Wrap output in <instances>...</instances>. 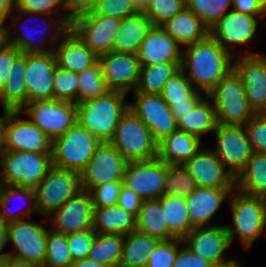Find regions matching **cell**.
<instances>
[{"label":"cell","instance_id":"obj_8","mask_svg":"<svg viewBox=\"0 0 266 267\" xmlns=\"http://www.w3.org/2000/svg\"><path fill=\"white\" fill-rule=\"evenodd\" d=\"M20 111L4 113L0 132V151L52 153V140Z\"/></svg>","mask_w":266,"mask_h":267},{"label":"cell","instance_id":"obj_44","mask_svg":"<svg viewBox=\"0 0 266 267\" xmlns=\"http://www.w3.org/2000/svg\"><path fill=\"white\" fill-rule=\"evenodd\" d=\"M72 263L67 235L49 230L43 267H69Z\"/></svg>","mask_w":266,"mask_h":267},{"label":"cell","instance_id":"obj_23","mask_svg":"<svg viewBox=\"0 0 266 267\" xmlns=\"http://www.w3.org/2000/svg\"><path fill=\"white\" fill-rule=\"evenodd\" d=\"M56 68L57 60L54 52L26 54L27 103L53 99V80Z\"/></svg>","mask_w":266,"mask_h":267},{"label":"cell","instance_id":"obj_4","mask_svg":"<svg viewBox=\"0 0 266 267\" xmlns=\"http://www.w3.org/2000/svg\"><path fill=\"white\" fill-rule=\"evenodd\" d=\"M228 200L232 223L225 226L230 243L239 239L242 248L250 250L259 238L266 237V198L246 195L235 188Z\"/></svg>","mask_w":266,"mask_h":267},{"label":"cell","instance_id":"obj_64","mask_svg":"<svg viewBox=\"0 0 266 267\" xmlns=\"http://www.w3.org/2000/svg\"><path fill=\"white\" fill-rule=\"evenodd\" d=\"M139 12H144L151 0H132Z\"/></svg>","mask_w":266,"mask_h":267},{"label":"cell","instance_id":"obj_33","mask_svg":"<svg viewBox=\"0 0 266 267\" xmlns=\"http://www.w3.org/2000/svg\"><path fill=\"white\" fill-rule=\"evenodd\" d=\"M178 130L194 135L205 140L203 137L212 134L217 125V116L214 104L205 96L191 111L187 112L178 121Z\"/></svg>","mask_w":266,"mask_h":267},{"label":"cell","instance_id":"obj_18","mask_svg":"<svg viewBox=\"0 0 266 267\" xmlns=\"http://www.w3.org/2000/svg\"><path fill=\"white\" fill-rule=\"evenodd\" d=\"M127 162L110 142L101 143L80 173L82 189L89 192L106 182L123 181Z\"/></svg>","mask_w":266,"mask_h":267},{"label":"cell","instance_id":"obj_34","mask_svg":"<svg viewBox=\"0 0 266 267\" xmlns=\"http://www.w3.org/2000/svg\"><path fill=\"white\" fill-rule=\"evenodd\" d=\"M22 198L28 201V203L26 202L25 204L28 207L24 208V206H21L11 210V202L15 199L20 200ZM32 215H38L34 189L0 185V218L10 223L33 218Z\"/></svg>","mask_w":266,"mask_h":267},{"label":"cell","instance_id":"obj_1","mask_svg":"<svg viewBox=\"0 0 266 267\" xmlns=\"http://www.w3.org/2000/svg\"><path fill=\"white\" fill-rule=\"evenodd\" d=\"M233 59L209 34L183 48L180 68L196 90L208 94L233 70Z\"/></svg>","mask_w":266,"mask_h":267},{"label":"cell","instance_id":"obj_32","mask_svg":"<svg viewBox=\"0 0 266 267\" xmlns=\"http://www.w3.org/2000/svg\"><path fill=\"white\" fill-rule=\"evenodd\" d=\"M92 229L99 234L125 236L136 230V216L118 204L93 208Z\"/></svg>","mask_w":266,"mask_h":267},{"label":"cell","instance_id":"obj_10","mask_svg":"<svg viewBox=\"0 0 266 267\" xmlns=\"http://www.w3.org/2000/svg\"><path fill=\"white\" fill-rule=\"evenodd\" d=\"M82 190L80 173L53 166L34 188L38 216L47 218Z\"/></svg>","mask_w":266,"mask_h":267},{"label":"cell","instance_id":"obj_52","mask_svg":"<svg viewBox=\"0 0 266 267\" xmlns=\"http://www.w3.org/2000/svg\"><path fill=\"white\" fill-rule=\"evenodd\" d=\"M122 186L123 181H115L93 187L89 193L94 208L117 205Z\"/></svg>","mask_w":266,"mask_h":267},{"label":"cell","instance_id":"obj_20","mask_svg":"<svg viewBox=\"0 0 266 267\" xmlns=\"http://www.w3.org/2000/svg\"><path fill=\"white\" fill-rule=\"evenodd\" d=\"M93 208L90 193L82 190L46 218L51 225L49 229L64 235L90 230Z\"/></svg>","mask_w":266,"mask_h":267},{"label":"cell","instance_id":"obj_11","mask_svg":"<svg viewBox=\"0 0 266 267\" xmlns=\"http://www.w3.org/2000/svg\"><path fill=\"white\" fill-rule=\"evenodd\" d=\"M32 218L10 222L8 224L7 243L13 250L7 251L8 257L34 263L43 267L46 254L48 231L47 219L41 220L43 224ZM15 248V249H14Z\"/></svg>","mask_w":266,"mask_h":267},{"label":"cell","instance_id":"obj_47","mask_svg":"<svg viewBox=\"0 0 266 267\" xmlns=\"http://www.w3.org/2000/svg\"><path fill=\"white\" fill-rule=\"evenodd\" d=\"M184 7L185 0H151L144 13L150 18L153 26H161Z\"/></svg>","mask_w":266,"mask_h":267},{"label":"cell","instance_id":"obj_36","mask_svg":"<svg viewBox=\"0 0 266 267\" xmlns=\"http://www.w3.org/2000/svg\"><path fill=\"white\" fill-rule=\"evenodd\" d=\"M161 241L137 230L124 236L119 267H146L149 256Z\"/></svg>","mask_w":266,"mask_h":267},{"label":"cell","instance_id":"obj_49","mask_svg":"<svg viewBox=\"0 0 266 267\" xmlns=\"http://www.w3.org/2000/svg\"><path fill=\"white\" fill-rule=\"evenodd\" d=\"M252 151L266 154V112L255 113L244 125Z\"/></svg>","mask_w":266,"mask_h":267},{"label":"cell","instance_id":"obj_62","mask_svg":"<svg viewBox=\"0 0 266 267\" xmlns=\"http://www.w3.org/2000/svg\"><path fill=\"white\" fill-rule=\"evenodd\" d=\"M69 267H109L107 265L93 261L90 258L74 261Z\"/></svg>","mask_w":266,"mask_h":267},{"label":"cell","instance_id":"obj_30","mask_svg":"<svg viewBox=\"0 0 266 267\" xmlns=\"http://www.w3.org/2000/svg\"><path fill=\"white\" fill-rule=\"evenodd\" d=\"M152 27L150 18L144 12L121 19L117 35L114 37L112 52L137 54Z\"/></svg>","mask_w":266,"mask_h":267},{"label":"cell","instance_id":"obj_63","mask_svg":"<svg viewBox=\"0 0 266 267\" xmlns=\"http://www.w3.org/2000/svg\"><path fill=\"white\" fill-rule=\"evenodd\" d=\"M6 267H40L37 264L25 262L12 257H6Z\"/></svg>","mask_w":266,"mask_h":267},{"label":"cell","instance_id":"obj_69","mask_svg":"<svg viewBox=\"0 0 266 267\" xmlns=\"http://www.w3.org/2000/svg\"><path fill=\"white\" fill-rule=\"evenodd\" d=\"M0 30H5V27L0 25Z\"/></svg>","mask_w":266,"mask_h":267},{"label":"cell","instance_id":"obj_65","mask_svg":"<svg viewBox=\"0 0 266 267\" xmlns=\"http://www.w3.org/2000/svg\"><path fill=\"white\" fill-rule=\"evenodd\" d=\"M5 43V30H0V47Z\"/></svg>","mask_w":266,"mask_h":267},{"label":"cell","instance_id":"obj_53","mask_svg":"<svg viewBox=\"0 0 266 267\" xmlns=\"http://www.w3.org/2000/svg\"><path fill=\"white\" fill-rule=\"evenodd\" d=\"M95 236L96 232L93 229L67 235L68 250L71 253L73 262L88 257Z\"/></svg>","mask_w":266,"mask_h":267},{"label":"cell","instance_id":"obj_6","mask_svg":"<svg viewBox=\"0 0 266 267\" xmlns=\"http://www.w3.org/2000/svg\"><path fill=\"white\" fill-rule=\"evenodd\" d=\"M206 96L214 104L219 124L244 126L255 114L248 104L244 83L234 70Z\"/></svg>","mask_w":266,"mask_h":267},{"label":"cell","instance_id":"obj_57","mask_svg":"<svg viewBox=\"0 0 266 267\" xmlns=\"http://www.w3.org/2000/svg\"><path fill=\"white\" fill-rule=\"evenodd\" d=\"M99 0H63L66 14L73 20L76 17L92 12Z\"/></svg>","mask_w":266,"mask_h":267},{"label":"cell","instance_id":"obj_66","mask_svg":"<svg viewBox=\"0 0 266 267\" xmlns=\"http://www.w3.org/2000/svg\"><path fill=\"white\" fill-rule=\"evenodd\" d=\"M242 263H240V261L238 260L236 263L234 264H229V265H225V266H221V267H242L241 265Z\"/></svg>","mask_w":266,"mask_h":267},{"label":"cell","instance_id":"obj_40","mask_svg":"<svg viewBox=\"0 0 266 267\" xmlns=\"http://www.w3.org/2000/svg\"><path fill=\"white\" fill-rule=\"evenodd\" d=\"M124 236L96 233L88 258L109 267H119Z\"/></svg>","mask_w":266,"mask_h":267},{"label":"cell","instance_id":"obj_41","mask_svg":"<svg viewBox=\"0 0 266 267\" xmlns=\"http://www.w3.org/2000/svg\"><path fill=\"white\" fill-rule=\"evenodd\" d=\"M197 187L196 182L184 164H167L163 195L188 198Z\"/></svg>","mask_w":266,"mask_h":267},{"label":"cell","instance_id":"obj_59","mask_svg":"<svg viewBox=\"0 0 266 267\" xmlns=\"http://www.w3.org/2000/svg\"><path fill=\"white\" fill-rule=\"evenodd\" d=\"M206 94L199 90H196L188 99L187 102L174 103L171 106V111L178 121L184 114L191 111L204 97Z\"/></svg>","mask_w":266,"mask_h":267},{"label":"cell","instance_id":"obj_3","mask_svg":"<svg viewBox=\"0 0 266 267\" xmlns=\"http://www.w3.org/2000/svg\"><path fill=\"white\" fill-rule=\"evenodd\" d=\"M128 94L110 90L104 96L80 101L77 106V122L101 143L110 142L122 116L129 109Z\"/></svg>","mask_w":266,"mask_h":267},{"label":"cell","instance_id":"obj_42","mask_svg":"<svg viewBox=\"0 0 266 267\" xmlns=\"http://www.w3.org/2000/svg\"><path fill=\"white\" fill-rule=\"evenodd\" d=\"M109 91L99 61L78 73V102L104 96Z\"/></svg>","mask_w":266,"mask_h":267},{"label":"cell","instance_id":"obj_51","mask_svg":"<svg viewBox=\"0 0 266 267\" xmlns=\"http://www.w3.org/2000/svg\"><path fill=\"white\" fill-rule=\"evenodd\" d=\"M138 12L132 0H99L93 11L89 13L123 19Z\"/></svg>","mask_w":266,"mask_h":267},{"label":"cell","instance_id":"obj_26","mask_svg":"<svg viewBox=\"0 0 266 267\" xmlns=\"http://www.w3.org/2000/svg\"><path fill=\"white\" fill-rule=\"evenodd\" d=\"M183 48L162 28L153 26L137 52L141 66L181 62Z\"/></svg>","mask_w":266,"mask_h":267},{"label":"cell","instance_id":"obj_56","mask_svg":"<svg viewBox=\"0 0 266 267\" xmlns=\"http://www.w3.org/2000/svg\"><path fill=\"white\" fill-rule=\"evenodd\" d=\"M232 9L250 16H266V0H232Z\"/></svg>","mask_w":266,"mask_h":267},{"label":"cell","instance_id":"obj_14","mask_svg":"<svg viewBox=\"0 0 266 267\" xmlns=\"http://www.w3.org/2000/svg\"><path fill=\"white\" fill-rule=\"evenodd\" d=\"M181 241L187 249L215 267L234 264L238 261L236 257L227 256L231 243L225 224L192 228Z\"/></svg>","mask_w":266,"mask_h":267},{"label":"cell","instance_id":"obj_31","mask_svg":"<svg viewBox=\"0 0 266 267\" xmlns=\"http://www.w3.org/2000/svg\"><path fill=\"white\" fill-rule=\"evenodd\" d=\"M26 54H20L10 66L7 82L0 89L3 112L20 111L27 104L25 84Z\"/></svg>","mask_w":266,"mask_h":267},{"label":"cell","instance_id":"obj_24","mask_svg":"<svg viewBox=\"0 0 266 267\" xmlns=\"http://www.w3.org/2000/svg\"><path fill=\"white\" fill-rule=\"evenodd\" d=\"M204 145L184 165L198 187L235 188V177L216 154Z\"/></svg>","mask_w":266,"mask_h":267},{"label":"cell","instance_id":"obj_28","mask_svg":"<svg viewBox=\"0 0 266 267\" xmlns=\"http://www.w3.org/2000/svg\"><path fill=\"white\" fill-rule=\"evenodd\" d=\"M207 144L200 138L176 130L158 142L157 157L166 164H185Z\"/></svg>","mask_w":266,"mask_h":267},{"label":"cell","instance_id":"obj_55","mask_svg":"<svg viewBox=\"0 0 266 267\" xmlns=\"http://www.w3.org/2000/svg\"><path fill=\"white\" fill-rule=\"evenodd\" d=\"M172 267H215L202 257L195 255L180 241V249Z\"/></svg>","mask_w":266,"mask_h":267},{"label":"cell","instance_id":"obj_54","mask_svg":"<svg viewBox=\"0 0 266 267\" xmlns=\"http://www.w3.org/2000/svg\"><path fill=\"white\" fill-rule=\"evenodd\" d=\"M20 54L21 52L15 46L8 43L0 47V89L7 82L10 66Z\"/></svg>","mask_w":266,"mask_h":267},{"label":"cell","instance_id":"obj_60","mask_svg":"<svg viewBox=\"0 0 266 267\" xmlns=\"http://www.w3.org/2000/svg\"><path fill=\"white\" fill-rule=\"evenodd\" d=\"M15 10V0H0V25L5 26L6 20Z\"/></svg>","mask_w":266,"mask_h":267},{"label":"cell","instance_id":"obj_2","mask_svg":"<svg viewBox=\"0 0 266 267\" xmlns=\"http://www.w3.org/2000/svg\"><path fill=\"white\" fill-rule=\"evenodd\" d=\"M38 17L39 18L42 17L41 20H43V22H41V24L43 23L42 24L43 26H41V24L38 25L39 23H37L38 28L42 27L44 29L43 30L41 28L43 30L42 31L39 28V30L42 31V32L40 31L41 34L37 33L39 32L37 31L38 28L35 29V26L32 25V23H31L32 29L25 24L27 23L26 20L31 21L34 20V18H36L37 20ZM9 18H10L9 21L12 20L11 23L4 26L5 43L15 46L21 52V54H46L49 52H54L56 46L53 45L55 44L57 45L62 39V37L70 30V25L62 17L57 15L26 12L15 9ZM23 20L25 23L22 22ZM20 22L23 24H21ZM15 25L16 26L18 25L19 27H16ZM21 25L23 26L21 27ZM13 27L17 28L16 31H13ZM28 28L30 29V31ZM34 29L35 31H33ZM37 34L38 36L40 35L39 38L36 36ZM35 36L37 38H35ZM36 39L37 40L39 39L40 41L39 40L37 41Z\"/></svg>","mask_w":266,"mask_h":267},{"label":"cell","instance_id":"obj_50","mask_svg":"<svg viewBox=\"0 0 266 267\" xmlns=\"http://www.w3.org/2000/svg\"><path fill=\"white\" fill-rule=\"evenodd\" d=\"M180 238L161 241L152 254L146 267H172L180 249Z\"/></svg>","mask_w":266,"mask_h":267},{"label":"cell","instance_id":"obj_37","mask_svg":"<svg viewBox=\"0 0 266 267\" xmlns=\"http://www.w3.org/2000/svg\"><path fill=\"white\" fill-rule=\"evenodd\" d=\"M136 230L160 241L176 238L169 230L159 200H143L136 216Z\"/></svg>","mask_w":266,"mask_h":267},{"label":"cell","instance_id":"obj_68","mask_svg":"<svg viewBox=\"0 0 266 267\" xmlns=\"http://www.w3.org/2000/svg\"><path fill=\"white\" fill-rule=\"evenodd\" d=\"M4 113L5 112H3V115H0V132H1V123H2V119H3Z\"/></svg>","mask_w":266,"mask_h":267},{"label":"cell","instance_id":"obj_15","mask_svg":"<svg viewBox=\"0 0 266 267\" xmlns=\"http://www.w3.org/2000/svg\"><path fill=\"white\" fill-rule=\"evenodd\" d=\"M167 164L156 157L149 160L128 161L123 186L143 200H159L163 196Z\"/></svg>","mask_w":266,"mask_h":267},{"label":"cell","instance_id":"obj_29","mask_svg":"<svg viewBox=\"0 0 266 267\" xmlns=\"http://www.w3.org/2000/svg\"><path fill=\"white\" fill-rule=\"evenodd\" d=\"M161 26L182 48L209 35V28L187 7Z\"/></svg>","mask_w":266,"mask_h":267},{"label":"cell","instance_id":"obj_9","mask_svg":"<svg viewBox=\"0 0 266 267\" xmlns=\"http://www.w3.org/2000/svg\"><path fill=\"white\" fill-rule=\"evenodd\" d=\"M110 143L127 161L157 157L158 142L148 127L130 109L119 121Z\"/></svg>","mask_w":266,"mask_h":267},{"label":"cell","instance_id":"obj_7","mask_svg":"<svg viewBox=\"0 0 266 267\" xmlns=\"http://www.w3.org/2000/svg\"><path fill=\"white\" fill-rule=\"evenodd\" d=\"M101 142L76 122L52 141V163L59 169L81 173Z\"/></svg>","mask_w":266,"mask_h":267},{"label":"cell","instance_id":"obj_48","mask_svg":"<svg viewBox=\"0 0 266 267\" xmlns=\"http://www.w3.org/2000/svg\"><path fill=\"white\" fill-rule=\"evenodd\" d=\"M15 9L62 17L69 25L72 19L66 14L63 0H15Z\"/></svg>","mask_w":266,"mask_h":267},{"label":"cell","instance_id":"obj_58","mask_svg":"<svg viewBox=\"0 0 266 267\" xmlns=\"http://www.w3.org/2000/svg\"><path fill=\"white\" fill-rule=\"evenodd\" d=\"M142 203L143 199L138 194L122 186L118 198L119 206L137 216Z\"/></svg>","mask_w":266,"mask_h":267},{"label":"cell","instance_id":"obj_45","mask_svg":"<svg viewBox=\"0 0 266 267\" xmlns=\"http://www.w3.org/2000/svg\"><path fill=\"white\" fill-rule=\"evenodd\" d=\"M53 99L78 103V73L57 66L53 80Z\"/></svg>","mask_w":266,"mask_h":267},{"label":"cell","instance_id":"obj_61","mask_svg":"<svg viewBox=\"0 0 266 267\" xmlns=\"http://www.w3.org/2000/svg\"><path fill=\"white\" fill-rule=\"evenodd\" d=\"M8 222L0 218V259L8 257V252L4 251L7 247V233H8Z\"/></svg>","mask_w":266,"mask_h":267},{"label":"cell","instance_id":"obj_35","mask_svg":"<svg viewBox=\"0 0 266 267\" xmlns=\"http://www.w3.org/2000/svg\"><path fill=\"white\" fill-rule=\"evenodd\" d=\"M235 188L246 195L266 198V154L253 152L235 178Z\"/></svg>","mask_w":266,"mask_h":267},{"label":"cell","instance_id":"obj_46","mask_svg":"<svg viewBox=\"0 0 266 267\" xmlns=\"http://www.w3.org/2000/svg\"><path fill=\"white\" fill-rule=\"evenodd\" d=\"M196 91L185 73L180 69L167 80L161 93L163 100L171 107L174 103L187 102Z\"/></svg>","mask_w":266,"mask_h":267},{"label":"cell","instance_id":"obj_19","mask_svg":"<svg viewBox=\"0 0 266 267\" xmlns=\"http://www.w3.org/2000/svg\"><path fill=\"white\" fill-rule=\"evenodd\" d=\"M121 19L82 14L72 20L70 29L98 56L112 52Z\"/></svg>","mask_w":266,"mask_h":267},{"label":"cell","instance_id":"obj_5","mask_svg":"<svg viewBox=\"0 0 266 267\" xmlns=\"http://www.w3.org/2000/svg\"><path fill=\"white\" fill-rule=\"evenodd\" d=\"M52 167V153L0 151V185L34 189Z\"/></svg>","mask_w":266,"mask_h":267},{"label":"cell","instance_id":"obj_25","mask_svg":"<svg viewBox=\"0 0 266 267\" xmlns=\"http://www.w3.org/2000/svg\"><path fill=\"white\" fill-rule=\"evenodd\" d=\"M235 188H210L197 187L196 190L186 198L188 214L191 225L195 227L214 226L213 218L220 207L229 200Z\"/></svg>","mask_w":266,"mask_h":267},{"label":"cell","instance_id":"obj_39","mask_svg":"<svg viewBox=\"0 0 266 267\" xmlns=\"http://www.w3.org/2000/svg\"><path fill=\"white\" fill-rule=\"evenodd\" d=\"M159 201L167 222L168 230L176 237L182 239L194 228L190 223L186 198L174 195H163Z\"/></svg>","mask_w":266,"mask_h":267},{"label":"cell","instance_id":"obj_17","mask_svg":"<svg viewBox=\"0 0 266 267\" xmlns=\"http://www.w3.org/2000/svg\"><path fill=\"white\" fill-rule=\"evenodd\" d=\"M131 93L134 101L129 100V109L148 127L157 142L178 130L171 107L161 95Z\"/></svg>","mask_w":266,"mask_h":267},{"label":"cell","instance_id":"obj_27","mask_svg":"<svg viewBox=\"0 0 266 267\" xmlns=\"http://www.w3.org/2000/svg\"><path fill=\"white\" fill-rule=\"evenodd\" d=\"M57 66L80 73L99 61L96 55L71 29L55 47Z\"/></svg>","mask_w":266,"mask_h":267},{"label":"cell","instance_id":"obj_13","mask_svg":"<svg viewBox=\"0 0 266 267\" xmlns=\"http://www.w3.org/2000/svg\"><path fill=\"white\" fill-rule=\"evenodd\" d=\"M266 16H250L231 9L215 25L209 29V34L233 57L237 55H257L261 52L239 51L234 47L246 46L253 41L259 24ZM247 52V53H246Z\"/></svg>","mask_w":266,"mask_h":267},{"label":"cell","instance_id":"obj_38","mask_svg":"<svg viewBox=\"0 0 266 267\" xmlns=\"http://www.w3.org/2000/svg\"><path fill=\"white\" fill-rule=\"evenodd\" d=\"M181 62L158 63L141 66L134 92L161 95L164 85L181 68Z\"/></svg>","mask_w":266,"mask_h":267},{"label":"cell","instance_id":"obj_22","mask_svg":"<svg viewBox=\"0 0 266 267\" xmlns=\"http://www.w3.org/2000/svg\"><path fill=\"white\" fill-rule=\"evenodd\" d=\"M103 78L110 90L130 94L137 86L141 65L136 54L110 52L99 56Z\"/></svg>","mask_w":266,"mask_h":267},{"label":"cell","instance_id":"obj_16","mask_svg":"<svg viewBox=\"0 0 266 267\" xmlns=\"http://www.w3.org/2000/svg\"><path fill=\"white\" fill-rule=\"evenodd\" d=\"M211 150L236 178L246 167L253 151L244 126L217 125Z\"/></svg>","mask_w":266,"mask_h":267},{"label":"cell","instance_id":"obj_67","mask_svg":"<svg viewBox=\"0 0 266 267\" xmlns=\"http://www.w3.org/2000/svg\"><path fill=\"white\" fill-rule=\"evenodd\" d=\"M0 267H6V258L0 259Z\"/></svg>","mask_w":266,"mask_h":267},{"label":"cell","instance_id":"obj_43","mask_svg":"<svg viewBox=\"0 0 266 267\" xmlns=\"http://www.w3.org/2000/svg\"><path fill=\"white\" fill-rule=\"evenodd\" d=\"M185 4L209 29L232 9V0H185Z\"/></svg>","mask_w":266,"mask_h":267},{"label":"cell","instance_id":"obj_12","mask_svg":"<svg viewBox=\"0 0 266 267\" xmlns=\"http://www.w3.org/2000/svg\"><path fill=\"white\" fill-rule=\"evenodd\" d=\"M20 112L52 141L77 122L76 103L55 99L28 102Z\"/></svg>","mask_w":266,"mask_h":267},{"label":"cell","instance_id":"obj_21","mask_svg":"<svg viewBox=\"0 0 266 267\" xmlns=\"http://www.w3.org/2000/svg\"><path fill=\"white\" fill-rule=\"evenodd\" d=\"M233 70L244 83L249 106L255 113L266 112V53L237 55Z\"/></svg>","mask_w":266,"mask_h":267}]
</instances>
